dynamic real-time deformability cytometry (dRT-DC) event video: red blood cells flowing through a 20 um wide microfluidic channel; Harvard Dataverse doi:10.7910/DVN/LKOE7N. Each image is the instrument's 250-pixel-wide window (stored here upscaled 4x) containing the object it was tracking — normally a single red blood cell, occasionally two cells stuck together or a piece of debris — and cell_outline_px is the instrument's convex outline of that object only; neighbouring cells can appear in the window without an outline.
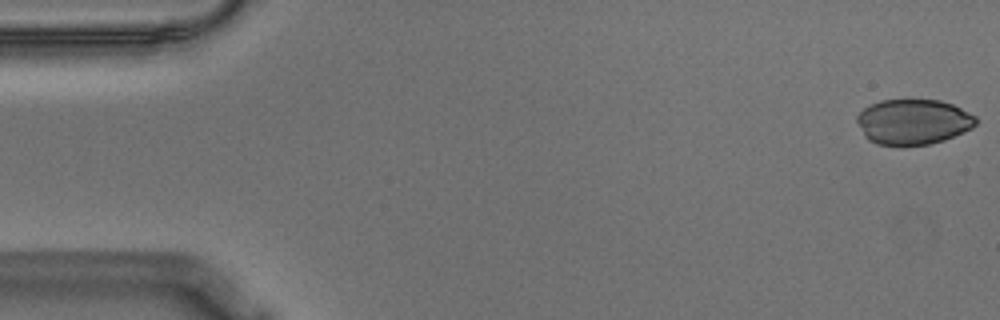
{"species": "Egyptian fruit bat (a non-hibernating species)", "species_latin": "Rousettus aegyptiacus", "temperature_condition": "warm", "stored_images_in_passage": 56, "camera_frame_rate_fps": 3000, "um_per_image_px": 0.085, "animal": {"sex": "male"}, "frame": {"image": 1, "passage_image": 1, "time_ms": 0.0, "image_size_px": [1000, 320], "cell_outline_px": [[976, 124], [972, 128], [964, 132], [944, 140], [928, 144], [900, 148], [876, 144], [868, 140], [864, 136], [856, 120], [856, 116], [864, 108], [880, 100], [940, 100], [952, 104], [976, 116]], "centroid_in_image_um": [77.59, 10.39], "position_along_channel_um": 7.4, "area_um2": 31.91}}
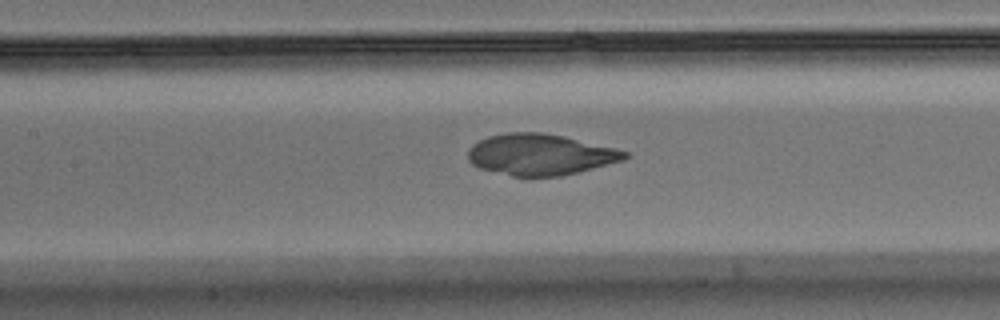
{"frame": {"image": 2, "passage_image": 25, "time_ms": 8.0, "image_size_px": [1000, 320], "cell_outline_px": [[628, 156], [624, 160], [560, 176], [512, 176], [480, 168], [472, 164], [468, 160], [468, 148], [472, 144], [488, 136], [508, 132], [544, 132], [564, 136], [616, 148], [628, 152]], "centroid_in_image_um": [45.9, 13.12], "position_along_channel_um": 161.5, "area_um2": 37.51}}
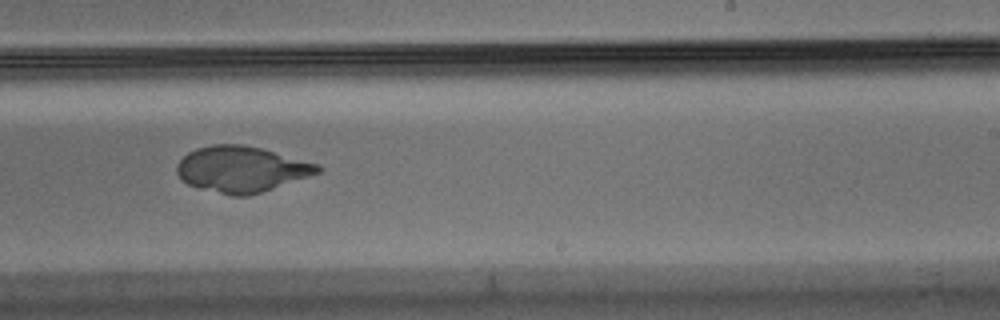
{"frame": {"image": 3, "passage_image": 34, "time_ms": 11.0, "image_size_px": [1000, 320], "cell_outline_px": [[324, 168], [320, 172], [248, 196], [232, 196], [200, 188], [188, 184], [180, 180], [176, 172], [176, 164], [188, 152], [196, 148], [212, 144], [244, 144], [260, 148], [320, 164]], "centroid_in_image_um": [20.49, 14.37], "position_along_channel_um": 268.5, "area_um2": 37.57}}